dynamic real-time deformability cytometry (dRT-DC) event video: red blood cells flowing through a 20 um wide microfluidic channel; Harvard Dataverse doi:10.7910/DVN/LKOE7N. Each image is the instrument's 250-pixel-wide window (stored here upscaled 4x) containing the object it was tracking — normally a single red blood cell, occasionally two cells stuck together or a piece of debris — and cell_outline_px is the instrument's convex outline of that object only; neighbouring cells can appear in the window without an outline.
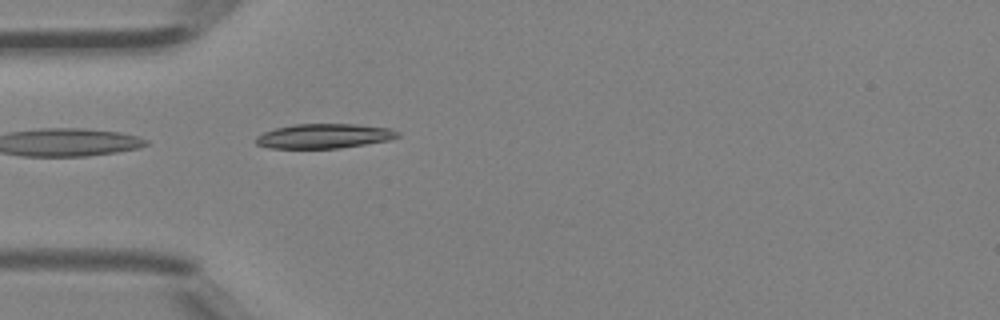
{"species": "Egyptian fruit bat (a non-hibernating species)", "species_latin": "Rousettus aegyptiacus", "temperature_condition": "room temperature", "stored_images_in_passage": 6, "camera_frame_rate_fps": 3000, "um_per_image_px": 0.085, "animal": {"sex": "female"}, "frame": {"image": 1, "passage_image": 1, "time_ms": 0.0, "image_size_px": [1000, 320], "cell_outline_px": [[400, 136], [388, 140], [340, 148], [268, 148], [256, 144], [256, 136], [264, 132], [276, 128], [296, 124], [356, 124], [392, 128], [400, 132]], "centroid_in_image_um": [27.57, 11.56], "position_along_channel_um": 57.4, "area_um2": 20.29}}